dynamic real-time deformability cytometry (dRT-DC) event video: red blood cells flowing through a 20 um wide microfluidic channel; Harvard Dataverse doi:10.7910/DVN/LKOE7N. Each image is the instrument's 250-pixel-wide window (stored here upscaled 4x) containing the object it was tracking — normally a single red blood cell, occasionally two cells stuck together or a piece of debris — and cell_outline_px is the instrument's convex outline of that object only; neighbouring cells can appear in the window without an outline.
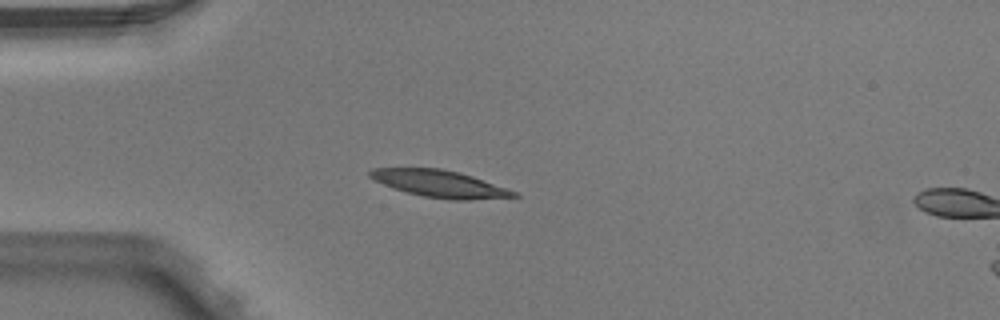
{"species": "Egyptian fruit bat (a non-hibernating species)", "species_latin": "Rousettus aegyptiacus", "temperature_condition": "warm", "stored_images_in_passage": 4, "segment_of_instrument_passage": [1, 2], "camera_frame_rate_fps": 3000, "um_per_image_px": 0.085, "animal": {"sex": "male"}, "frame": {"image": 1, "passage_image": 3, "time_ms": 0.667, "image_size_px": [1000, 320], "cell_outline_px": [[520, 196], [472, 200], [448, 200], [424, 196], [404, 192], [392, 188], [368, 176], [368, 172], [372, 168], [440, 168], [460, 172], [472, 176], [516, 192]], "centroid_in_image_um": [37.34, 15.62], "position_along_channel_um": 47.7, "area_um2": 22.54}}